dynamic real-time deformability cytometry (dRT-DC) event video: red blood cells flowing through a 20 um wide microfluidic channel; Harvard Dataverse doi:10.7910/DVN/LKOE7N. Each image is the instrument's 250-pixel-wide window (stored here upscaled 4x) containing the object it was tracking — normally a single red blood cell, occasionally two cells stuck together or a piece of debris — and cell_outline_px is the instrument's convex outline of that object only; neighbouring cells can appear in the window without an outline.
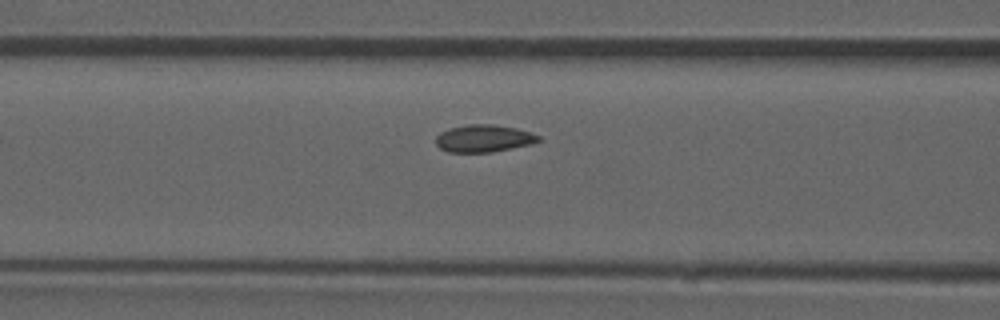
{"species": "common noctule bat (a hibernating species)", "species_latin": "Nyctalus noctula", "temperature_condition": "room temperature", "stored_images_in_passage": 14, "camera_frame_rate_fps": 3000, "um_per_image_px": 0.085, "animal": {"sex": "male", "forearm_length_mm": 52.5}, "frame": {"image": 1, "passage_image": 12, "time_ms": 3.667, "image_size_px": [1000, 320], "cell_outline_px": [[540, 140], [532, 144], [492, 152], [448, 152], [440, 148], [436, 144], [436, 136], [440, 132], [448, 128], [468, 124], [492, 124], [516, 128], [532, 132], [540, 136]], "centroid_in_image_um": [41.12, 11.76], "position_along_channel_um": 125.5, "area_um2": 16.47}}